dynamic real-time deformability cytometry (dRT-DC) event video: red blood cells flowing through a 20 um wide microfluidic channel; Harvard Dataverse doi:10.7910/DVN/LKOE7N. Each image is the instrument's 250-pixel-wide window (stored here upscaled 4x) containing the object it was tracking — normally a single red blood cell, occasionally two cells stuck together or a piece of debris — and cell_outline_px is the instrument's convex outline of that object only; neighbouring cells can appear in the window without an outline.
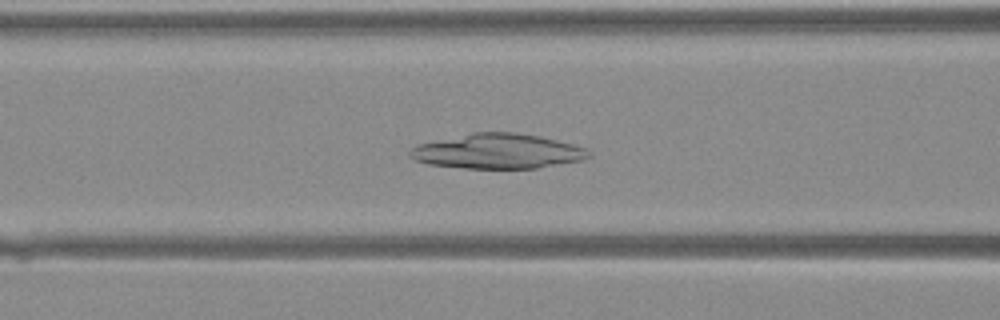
{"species": "Egyptian fruit bat (a non-hibernating species)", "species_latin": "Rousettus aegyptiacus", "temperature_condition": "warm", "stored_images_in_passage": 28, "camera_frame_rate_fps": 3000, "um_per_image_px": 0.085, "animal": {"sex": "female"}, "frame": {"image": 1, "passage_image": 4, "time_ms": 1.0, "image_size_px": [1000, 320], "cell_outline_px": [[592, 156], [584, 160], [536, 168], [464, 168], [428, 164], [412, 160], [408, 156], [408, 152], [412, 148], [420, 144], [472, 132], [516, 132], [540, 136], [588, 148], [592, 152]], "centroid_in_image_um": [42.33, 12.86], "position_along_channel_um": 124.3, "area_um2": 36.47}}
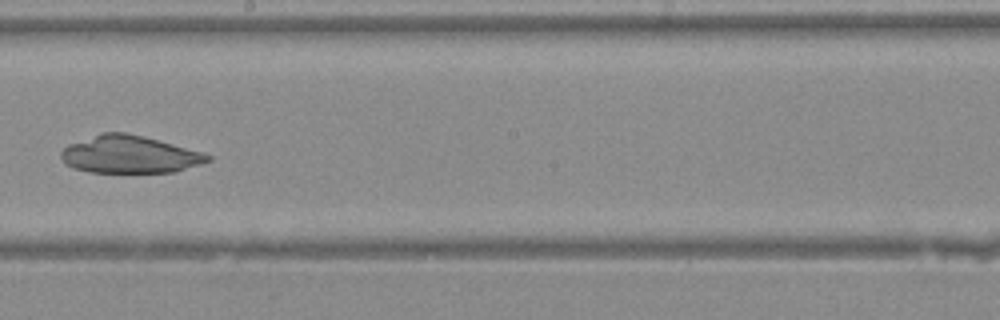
{"frame": {"image": 2, "passage_image": 11, "time_ms": 3.333, "image_size_px": [1000, 320], "cell_outline_px": [[212, 160], [200, 164], [172, 172], [88, 172], [72, 168], [64, 164], [60, 156], [60, 152], [68, 144], [100, 132], [124, 132], [144, 136], [204, 152], [212, 156]], "centroid_in_image_um": [10.98, 13.12], "position_along_channel_um": 237.2, "area_um2": 32.25}}
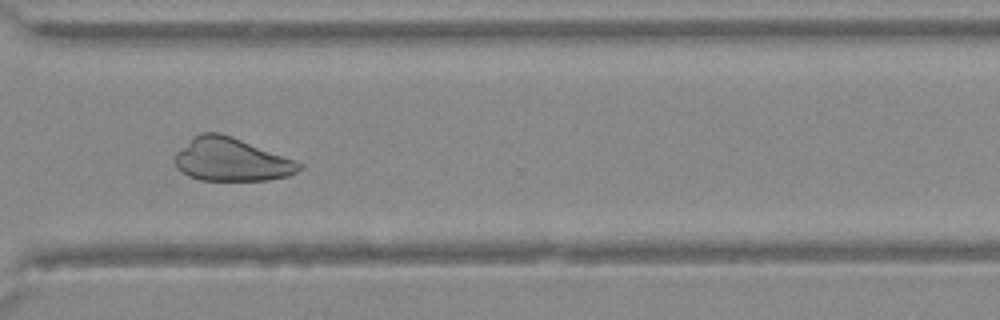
{"frame": {"image": 3, "passage_image": 18, "time_ms": 5.667, "image_size_px": [1000, 320], "cell_outline_px": [[304, 168], [288, 176], [268, 180], [200, 180], [188, 176], [176, 168], [176, 152], [192, 136], [200, 132], [220, 132], [232, 136], [296, 160], [304, 164]], "centroid_in_image_um": [19.67, 13.56], "position_along_channel_um": 350.9, "area_um2": 31.5}}